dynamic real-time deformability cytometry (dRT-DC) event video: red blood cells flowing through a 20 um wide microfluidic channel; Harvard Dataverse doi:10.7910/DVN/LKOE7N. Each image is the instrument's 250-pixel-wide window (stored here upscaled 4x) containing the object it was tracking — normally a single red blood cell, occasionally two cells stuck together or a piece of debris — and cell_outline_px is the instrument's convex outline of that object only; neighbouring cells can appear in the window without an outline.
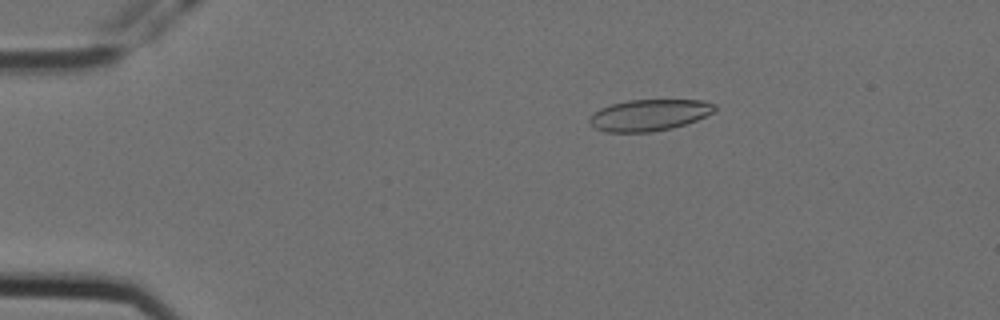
{"species": "Egyptian fruit bat (a non-hibernating species)", "species_latin": "Rousettus aegyptiacus", "temperature_condition": "cold", "stored_images_in_passage": 4, "camera_frame_rate_fps": 3000, "um_per_image_px": 0.085, "animal": {"sex": "female"}, "frame": {"image": 1, "passage_image": 3, "time_ms": 0.667, "image_size_px": [1000, 320], "cell_outline_px": [[716, 108], [712, 112], [696, 120], [672, 128], [652, 132], [604, 132], [596, 128], [588, 120], [600, 108], [612, 104], [628, 100], [704, 100], [716, 104]], "centroid_in_image_um": [55.19, 9.78], "position_along_channel_um": 29.8, "area_um2": 22.72}}